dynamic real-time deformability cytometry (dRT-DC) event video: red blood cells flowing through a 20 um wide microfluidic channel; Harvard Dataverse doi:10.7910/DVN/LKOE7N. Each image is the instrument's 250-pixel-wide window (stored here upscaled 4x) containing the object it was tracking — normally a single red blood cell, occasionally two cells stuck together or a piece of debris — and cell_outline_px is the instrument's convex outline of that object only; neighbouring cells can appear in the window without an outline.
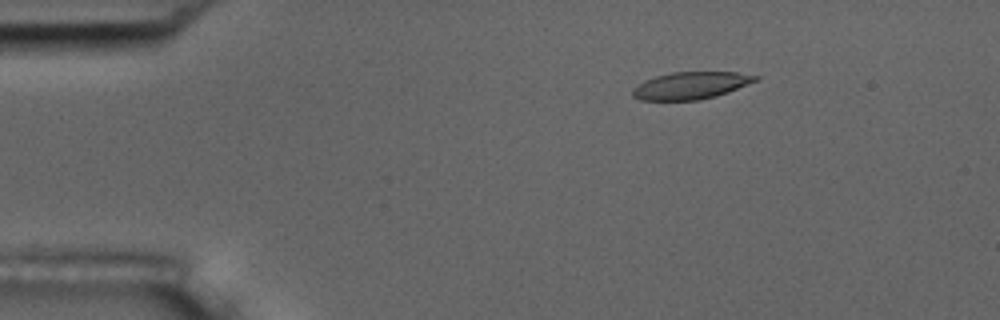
{"species": "common noctule bat (a hibernating species)", "species_latin": "Nyctalus noctula", "temperature_condition": "room temperature", "stored_images_in_passage": 2, "camera_frame_rate_fps": 3000, "um_per_image_px": 0.085, "animal": {"sex": "male", "body_mass_g": 17.5, "forearm_length_mm": 52.3}, "frame": {"image": 1, "passage_image": 2, "time_ms": 2.0, "image_size_px": [1000, 320], "cell_outline_px": [[760, 80], [728, 92], [716, 96], [700, 100], [640, 100], [632, 96], [632, 88], [644, 80], [656, 76], [672, 72], [736, 72], [760, 76]], "centroid_in_image_um": [58.73, 7.27], "position_along_channel_um": 26.3, "area_um2": 19.65}}